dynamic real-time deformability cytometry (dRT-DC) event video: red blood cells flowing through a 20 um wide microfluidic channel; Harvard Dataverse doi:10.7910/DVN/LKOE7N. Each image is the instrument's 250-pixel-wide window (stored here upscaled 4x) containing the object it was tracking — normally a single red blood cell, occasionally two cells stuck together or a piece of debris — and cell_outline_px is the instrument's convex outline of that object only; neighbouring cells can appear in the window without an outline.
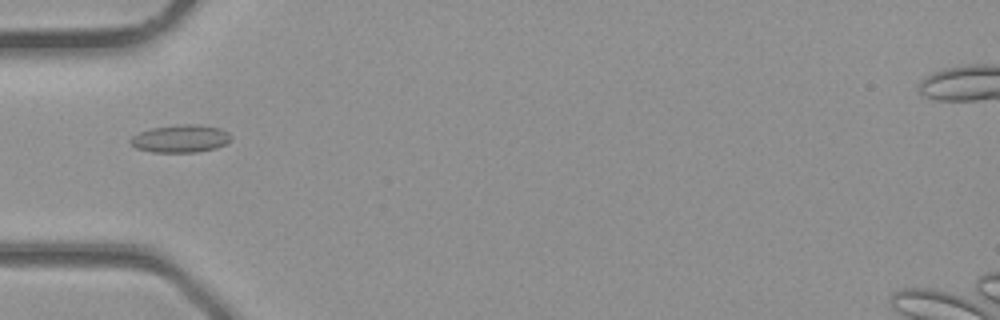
{"species": "common noctule bat (a hibernating species)", "species_latin": "Nyctalus noctula", "temperature_condition": "room temperature", "stored_images_in_passage": 4, "camera_frame_rate_fps": 3000, "um_per_image_px": 0.085, "animal": {"sex": "male", "body_mass_g": 23.1, "forearm_length_mm": 52.7}, "frame": {"image": 1, "passage_image": 4, "time_ms": 1.0, "image_size_px": [1000, 320], "cell_outline_px": [[232, 140], [228, 144], [216, 148], [196, 152], [152, 152], [136, 148], [128, 140], [132, 136], [140, 132], [152, 128], [180, 124], [200, 124], [220, 128], [228, 132], [232, 136]], "centroid_in_image_um": [15.39, 11.78], "position_along_channel_um": 69.6, "area_um2": 16.42}}